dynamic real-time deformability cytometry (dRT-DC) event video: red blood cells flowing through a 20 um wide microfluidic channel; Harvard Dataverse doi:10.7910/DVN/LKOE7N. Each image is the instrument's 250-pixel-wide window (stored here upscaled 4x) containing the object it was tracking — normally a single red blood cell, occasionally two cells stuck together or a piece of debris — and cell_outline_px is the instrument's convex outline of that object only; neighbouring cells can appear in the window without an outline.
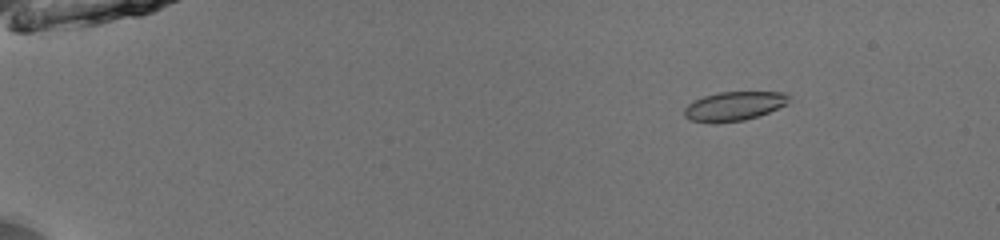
{"species": "common noctule bat (a hibernating species)", "species_latin": "Nyctalus noctula", "temperature_condition": "room temperature", "stored_images_in_passage": 53, "camera_frame_rate_fps": 3000, "um_per_image_px": 0.085, "animal": {"sex": "male", "body_mass_g": 13.0, "forearm_length_mm": 53.1}, "frame": {"image": 1, "passage_image": 9, "time_ms": 2.667, "image_size_px": [1000, 240], "cell_outline_px": [[788, 104], [760, 116], [744, 120], [716, 124], [688, 120], [684, 116], [684, 108], [688, 104], [704, 96], [716, 92], [784, 92], [788, 96]], "centroid_in_image_um": [62.37, 9.04], "position_along_channel_um": 22.6, "area_um2": 17.98}}
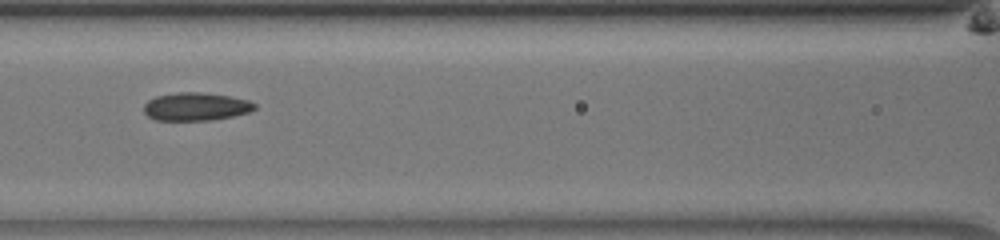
{"frame": {"image": 2, "passage_image": 27, "time_ms": 8.667, "image_size_px": [1000, 240], "cell_outline_px": [[256, 108], [252, 112], [212, 120], [156, 120], [148, 116], [144, 112], [144, 104], [148, 100], [156, 96], [176, 92], [200, 92], [228, 96], [248, 100], [256, 104]], "centroid_in_image_um": [16.65, 9.06], "position_along_channel_um": 149.9, "area_um2": 18.15}}
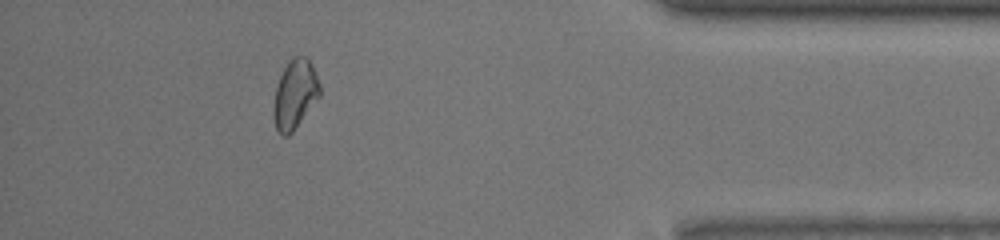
{"frame": {"image": 3, "passage_image": 49, "time_ms": 16.0, "image_size_px": [1000, 240], "cell_outline_px": [[320, 96], [292, 132], [288, 136], [284, 136], [276, 128], [272, 112], [276, 88], [280, 76], [288, 60], [292, 56], [308, 56], [320, 84]], "centroid_in_image_um": [25.07, 7.98], "position_along_channel_um": 410.1, "area_um2": 18.55}, "authors_computed_cell_mechanics": {"area_um2": 17.9758, "velocity_mm_per_s": 3.9938, "shape_relaxation_time_tau1_ms": 4.6299, "shape_relaxation_time_tau2_ms": 4.5558, "deformation_change_tau1": 0.1177, "deformation_change_tau2": 0.1097}}